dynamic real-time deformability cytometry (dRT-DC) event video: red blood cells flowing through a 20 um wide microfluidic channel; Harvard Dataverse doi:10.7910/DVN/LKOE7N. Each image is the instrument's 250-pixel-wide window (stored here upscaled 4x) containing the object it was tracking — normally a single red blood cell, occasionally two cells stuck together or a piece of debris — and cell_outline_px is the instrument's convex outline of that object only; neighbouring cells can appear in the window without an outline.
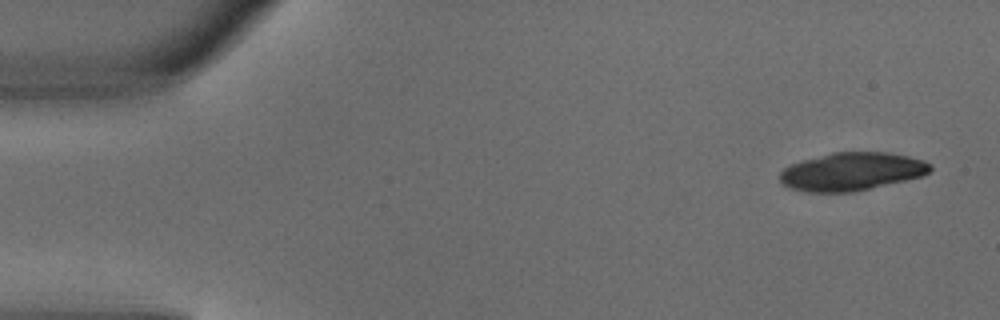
{"species": "common noctule bat (a hibernating species)", "species_latin": "Nyctalus noctula", "temperature_condition": "warm", "stored_images_in_passage": 8, "camera_frame_rate_fps": 3000, "um_per_image_px": 0.085, "animal": {"sex": "male", "body_mass_g": 18.8}, "frame": {"image": 1, "passage_image": 1, "time_ms": 0.0, "image_size_px": [1000, 320], "cell_outline_px": [[932, 168], [928, 172], [920, 176], [904, 180], [852, 192], [804, 192], [788, 188], [780, 180], [780, 172], [784, 168], [792, 164], [804, 160], [832, 152], [884, 152], [908, 156], [924, 160], [932, 164]], "centroid_in_image_um": [72.37, 14.58], "position_along_channel_um": 12.6, "area_um2": 33.06}}